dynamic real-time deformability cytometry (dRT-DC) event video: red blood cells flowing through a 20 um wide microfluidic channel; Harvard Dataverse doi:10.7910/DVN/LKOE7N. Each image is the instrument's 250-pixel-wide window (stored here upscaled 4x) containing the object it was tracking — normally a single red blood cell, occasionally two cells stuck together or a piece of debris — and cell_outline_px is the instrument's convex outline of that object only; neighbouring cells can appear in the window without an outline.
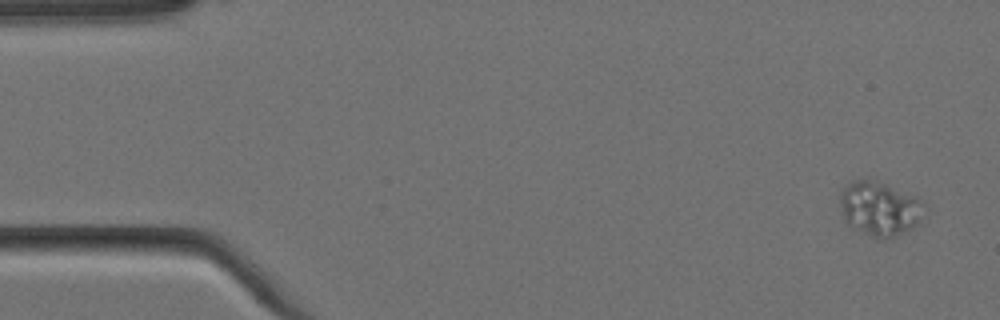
{"species": "Egyptian fruit bat (a non-hibernating species)", "species_latin": "Rousettus aegyptiacus", "temperature_condition": "cold", "stored_images_in_passage": 5, "camera_frame_rate_fps": 3000, "um_per_image_px": 0.085, "animal": {"sex": "female"}, "frame": {"image": 1, "passage_image": 1, "time_ms": 0.0, "image_size_px": [1000, 320], "cell_outline_px": [[928, 208], [916, 224], [896, 236], [872, 236], [848, 224], [844, 216], [840, 200], [840, 196], [844, 188], [852, 180], [868, 180], [884, 184], [920, 200]], "centroid_in_image_um": [74.78, 17.72], "position_along_channel_um": 10.2, "area_um2": 25.37}}
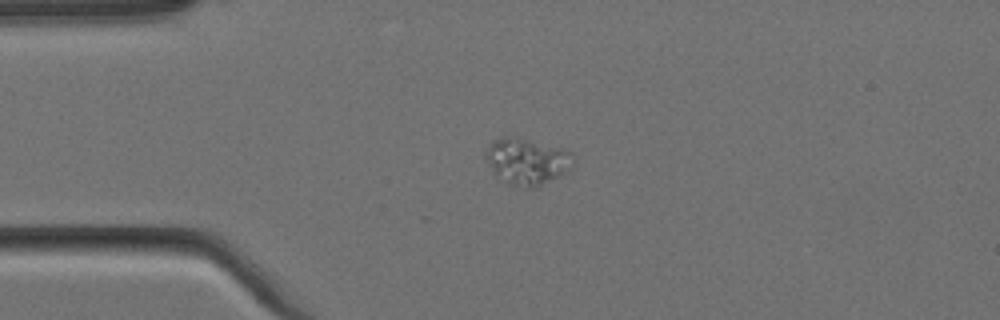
{"frame": {"image": 2, "passage_image": 4, "time_ms": 1.0, "image_size_px": [1000, 320], "cell_outline_px": [[572, 168], [536, 188], [532, 188], [508, 184], [496, 176], [484, 156], [484, 152], [488, 144], [500, 136], [508, 136], [528, 140], [564, 148], [572, 152]], "centroid_in_image_um": [44.76, 13.7], "position_along_channel_um": 40.2, "area_um2": 23.64}}